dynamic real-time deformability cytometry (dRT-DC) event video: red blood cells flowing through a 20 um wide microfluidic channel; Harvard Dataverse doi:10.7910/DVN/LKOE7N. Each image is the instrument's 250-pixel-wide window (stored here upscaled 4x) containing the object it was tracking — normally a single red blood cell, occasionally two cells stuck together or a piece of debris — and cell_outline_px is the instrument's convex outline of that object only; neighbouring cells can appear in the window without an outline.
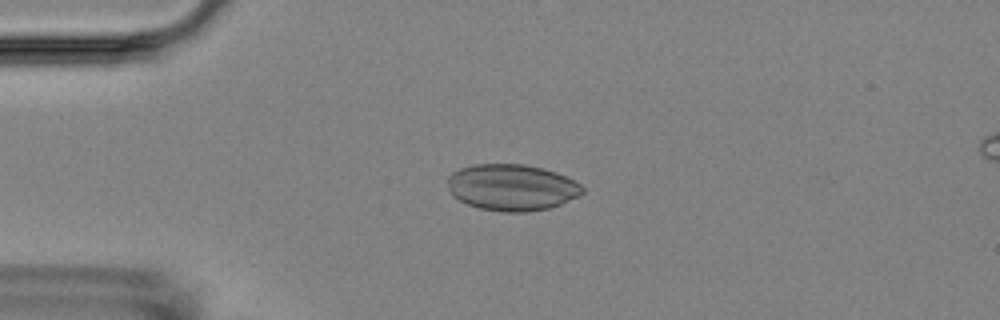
{"species": "Egyptian fruit bat (a non-hibernating species)", "species_latin": "Rousettus aegyptiacus", "temperature_condition": "room temperature", "stored_images_in_passage": 6, "camera_frame_rate_fps": 3000, "um_per_image_px": 0.085, "animal": {"sex": "female"}, "frame": {"image": 1, "passage_image": 4, "time_ms": 3.333, "image_size_px": [1000, 320], "cell_outline_px": [[584, 192], [580, 196], [560, 204], [548, 208], [528, 212], [504, 212], [480, 208], [468, 204], [452, 196], [448, 188], [448, 176], [452, 172], [460, 168], [472, 164], [524, 164], [556, 172], [580, 184], [584, 188]], "centroid_in_image_um": [43.49, 15.93], "position_along_channel_um": 41.5, "area_um2": 36.47}}